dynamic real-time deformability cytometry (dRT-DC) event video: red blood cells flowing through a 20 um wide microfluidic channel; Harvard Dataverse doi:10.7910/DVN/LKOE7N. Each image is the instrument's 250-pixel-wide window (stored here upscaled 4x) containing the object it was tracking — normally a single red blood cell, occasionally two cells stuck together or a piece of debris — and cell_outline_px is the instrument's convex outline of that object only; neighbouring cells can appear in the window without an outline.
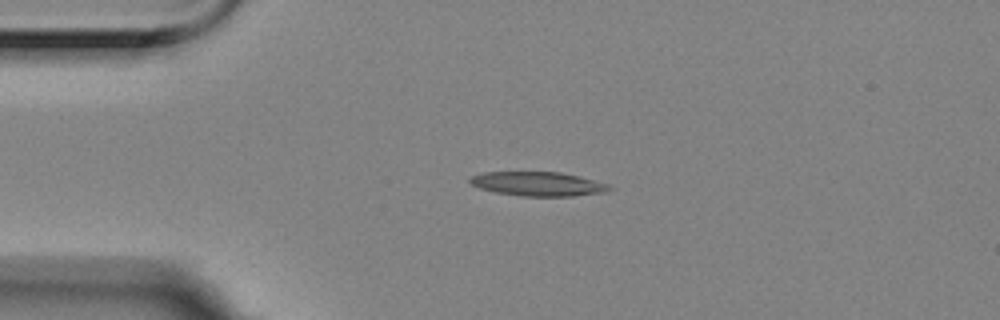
{"species": "Egyptian fruit bat (a non-hibernating species)", "species_latin": "Rousettus aegyptiacus", "temperature_condition": "room temperature", "stored_images_in_passage": 7, "camera_frame_rate_fps": 3000, "um_per_image_px": 0.085, "animal": {"sex": "female"}, "frame": {"image": 1, "passage_image": 1, "time_ms": 0.0, "image_size_px": [1000, 320], "cell_outline_px": [[616, 188], [604, 192], [572, 196], [520, 196], [496, 192], [480, 188], [468, 184], [468, 180], [472, 176], [484, 172], [560, 172], [580, 176], [608, 184]], "centroid_in_image_um": [45.73, 15.63], "position_along_channel_um": 39.3, "area_um2": 19.71}}
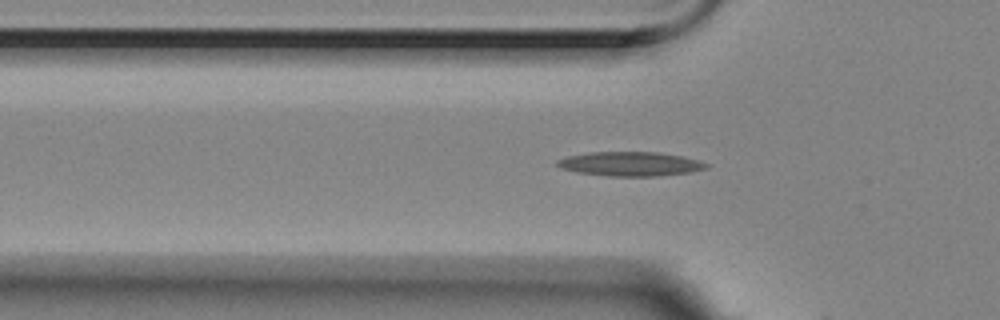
{"frame": {"image": 2, "passage_image": 6, "time_ms": 1.667, "image_size_px": [1000, 320], "cell_outline_px": [[712, 164], [708, 168], [692, 172], [660, 176], [608, 176], [576, 172], [560, 168], [556, 164], [556, 160], [568, 156], [592, 152], [656, 152], [680, 156], [700, 160]], "centroid_in_image_um": [53.62, 13.94], "position_along_channel_um": 72.2, "area_um2": 21.21}}